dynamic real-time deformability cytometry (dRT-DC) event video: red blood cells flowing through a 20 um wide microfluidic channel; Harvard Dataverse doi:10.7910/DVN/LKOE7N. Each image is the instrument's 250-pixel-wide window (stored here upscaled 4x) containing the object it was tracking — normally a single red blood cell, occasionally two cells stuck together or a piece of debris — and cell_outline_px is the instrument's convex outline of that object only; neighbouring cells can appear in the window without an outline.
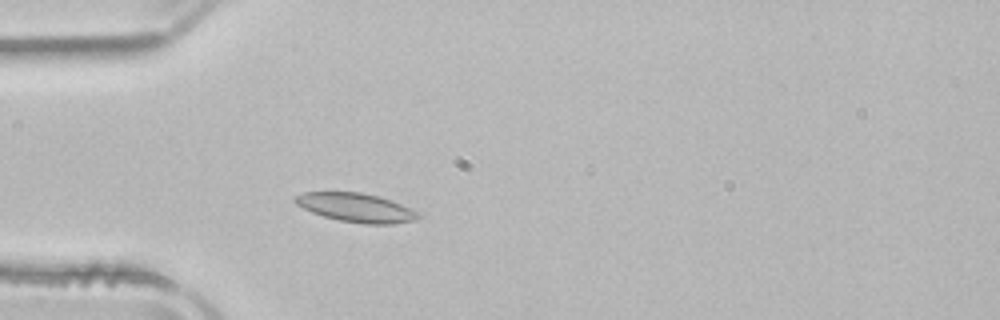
{"species": "common noctule bat (a hibernating species)", "species_latin": "Nyctalus noctula", "temperature_condition": "room temperature", "stored_images_in_passage": 43, "camera_frame_rate_fps": 3000, "um_per_image_px": 0.085, "animal": {"sex": "male", "body_mass_g": 21.5, "forearm_length_mm": 52.0}, "frame": {"image": 1, "passage_image": 5, "time_ms": 1.333, "image_size_px": [1000, 320], "cell_outline_px": [[420, 216], [416, 220], [392, 224], [364, 224], [340, 220], [324, 216], [312, 212], [296, 204], [292, 200], [292, 196], [304, 192], [360, 192], [380, 196], [392, 200], [416, 212]], "centroid_in_image_um": [30.22, 17.63], "position_along_channel_um": 54.8, "area_um2": 20.63}}
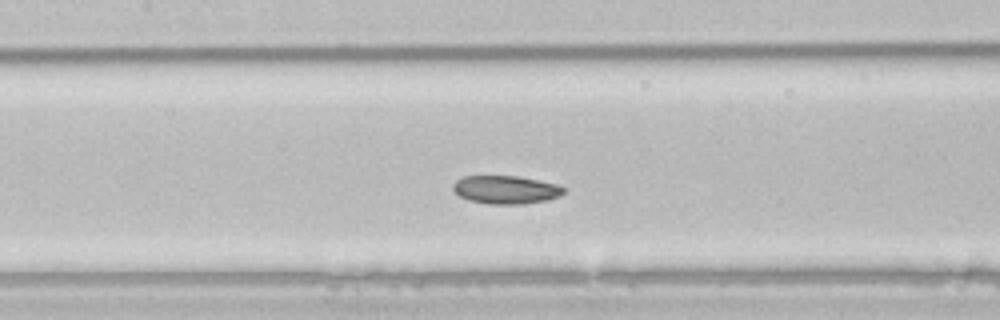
{"frame": {"image": 2, "passage_image": 14, "time_ms": 4.333, "image_size_px": [1000, 320], "cell_outline_px": [[564, 192], [560, 196], [548, 200], [524, 204], [488, 204], [468, 200], [460, 196], [452, 188], [452, 184], [456, 180], [464, 176], [520, 176], [560, 184], [564, 188]], "centroid_in_image_um": [43.02, 16.12], "position_along_channel_um": 164.4, "area_um2": 18.44}}
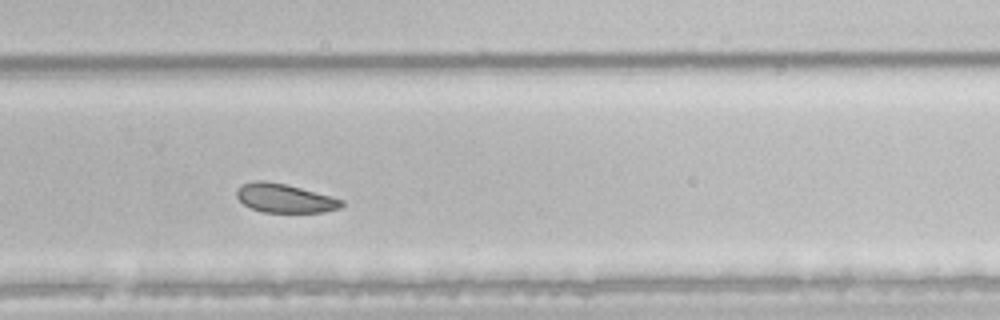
{"frame": {"image": 3, "passage_image": 25, "time_ms": 8.0, "image_size_px": [1000, 320], "cell_outline_px": [[344, 204], [340, 208], [324, 212], [264, 212], [252, 208], [244, 204], [236, 196], [236, 188], [240, 184], [252, 180], [264, 180], [284, 184], [332, 196], [344, 200]], "centroid_in_image_um": [24.18, 16.84], "position_along_channel_um": 305.6, "area_um2": 17.69}, "authors_computed_cell_mechanics": {"area_um2": 19.5942, "velocity_mm_per_s": 3.8666, "shape_relaxation_time_tau1_ms": 3.7139, "shape_relaxation_time_tau2_ms": 5.8975, "deformation_change_tau1": 0.0555, "deformation_change_tau2": 0.0943}}